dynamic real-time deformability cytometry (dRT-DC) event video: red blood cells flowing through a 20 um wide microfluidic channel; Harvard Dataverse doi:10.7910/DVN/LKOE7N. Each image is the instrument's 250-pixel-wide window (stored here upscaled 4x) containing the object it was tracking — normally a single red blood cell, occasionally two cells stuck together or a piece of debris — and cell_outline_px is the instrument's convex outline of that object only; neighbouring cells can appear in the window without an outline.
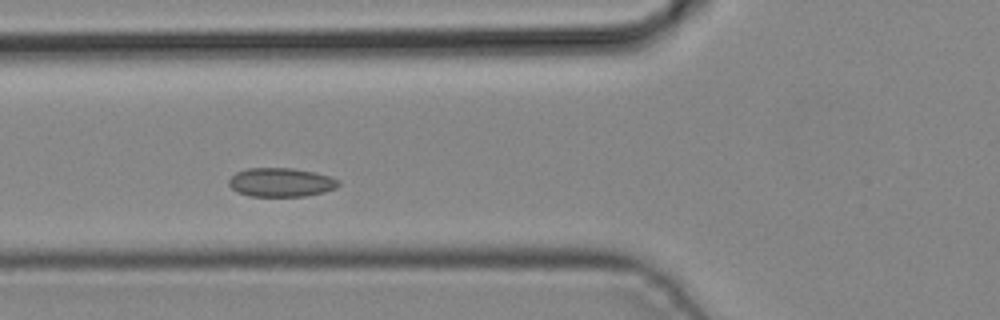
{"species": "common noctule bat (a hibernating species)", "species_latin": "Nyctalus noctula", "temperature_condition": "cold", "stored_images_in_passage": 3, "camera_frame_rate_fps": 3000, "um_per_image_px": 0.085, "animal": {"sex": "male", "body_mass_g": 19.2, "forearm_length_mm": 51.8}, "frame": {"image": 1, "passage_image": 2, "time_ms": 0.333, "image_size_px": [1000, 320], "cell_outline_px": [[340, 184], [336, 188], [324, 192], [304, 196], [248, 196], [236, 192], [228, 184], [228, 180], [236, 172], [248, 168], [292, 168], [316, 172], [340, 180]], "centroid_in_image_um": [23.88, 15.5], "position_along_channel_um": 101.9, "area_um2": 18.55}}